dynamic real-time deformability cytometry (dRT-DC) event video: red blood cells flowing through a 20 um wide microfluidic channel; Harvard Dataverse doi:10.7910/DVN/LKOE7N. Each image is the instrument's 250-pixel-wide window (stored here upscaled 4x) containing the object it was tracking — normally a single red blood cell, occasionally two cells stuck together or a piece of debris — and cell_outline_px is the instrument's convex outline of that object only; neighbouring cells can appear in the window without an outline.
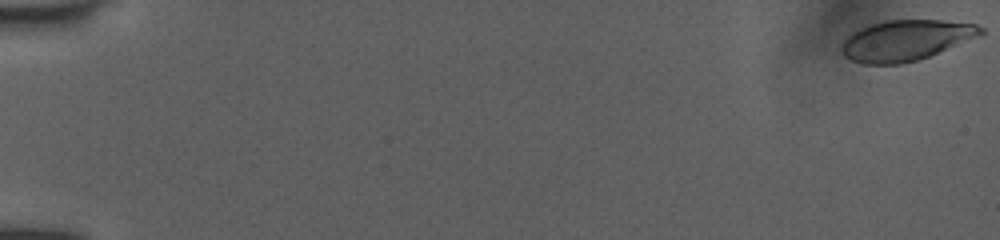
{"species": "human", "species_latin": "Homo sapiens", "temperature_condition": "room temperature", "stored_images_in_passage": 38, "camera_frame_rate_fps": 3000, "um_per_image_px": 0.085, "donor": {"sex": "female"}, "frame": {"image": 1, "passage_image": 1, "time_ms": 0.0, "image_size_px": [1000, 240], "cell_outline_px": [[984, 36], [928, 56], [916, 60], [900, 64], [864, 64], [852, 60], [844, 56], [840, 52], [840, 44], [852, 32], [860, 28], [872, 24], [888, 20], [940, 20], [976, 24], [984, 28]], "centroid_in_image_um": [77.03, 3.43], "position_along_channel_um": 8.0, "area_um2": 33.18}}
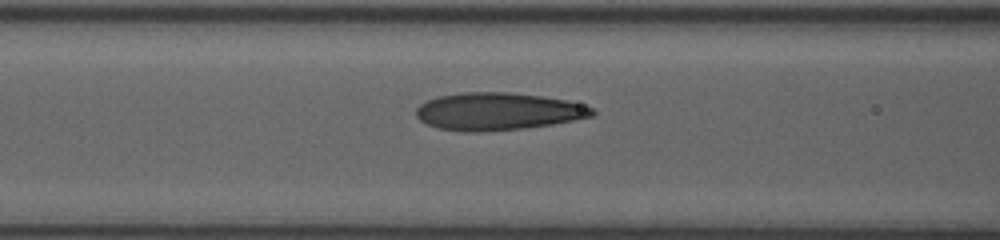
{"frame": {"image": 2, "passage_image": 20, "time_ms": 7.667, "image_size_px": [1000, 240], "cell_outline_px": [[596, 112], [592, 116], [552, 124], [524, 128], [476, 132], [464, 132], [436, 128], [420, 120], [416, 116], [416, 108], [420, 104], [436, 96], [460, 92], [508, 92], [540, 96], [568, 100], [592, 108]], "centroid_in_image_um": [42.27, 9.47], "position_along_channel_um": 124.3, "area_um2": 38.44}}
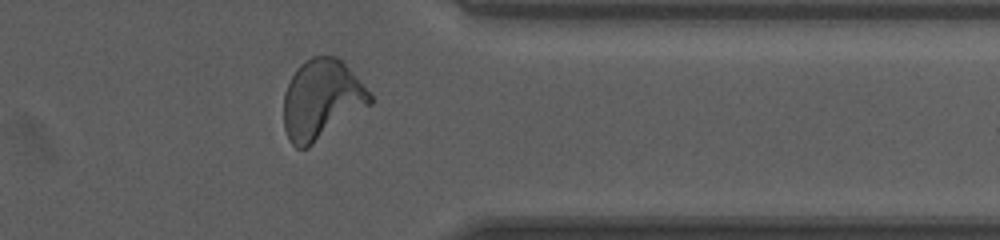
{"frame": {"image": 3, "passage_image": 34, "time_ms": 14.333, "image_size_px": [1000, 240], "cell_outline_px": [[372, 104], [308, 148], [296, 148], [288, 140], [284, 128], [284, 92], [296, 68], [304, 60], [312, 56], [336, 56], [356, 76], [372, 96]], "centroid_in_image_um": [27.31, 8.48], "position_along_channel_um": 384.1, "area_um2": 40.11}, "authors_computed_cell_mechanics": {"area_um2": 36.8764, "velocity_mm_per_s": 3.9755, "shape_relaxation_time_tau1_ms": 4.5407, "shape_relaxation_time_tau2_ms": 1.065, "deformation_change_tau1": 0.2114, "deformation_change_tau2": 0.1041}}